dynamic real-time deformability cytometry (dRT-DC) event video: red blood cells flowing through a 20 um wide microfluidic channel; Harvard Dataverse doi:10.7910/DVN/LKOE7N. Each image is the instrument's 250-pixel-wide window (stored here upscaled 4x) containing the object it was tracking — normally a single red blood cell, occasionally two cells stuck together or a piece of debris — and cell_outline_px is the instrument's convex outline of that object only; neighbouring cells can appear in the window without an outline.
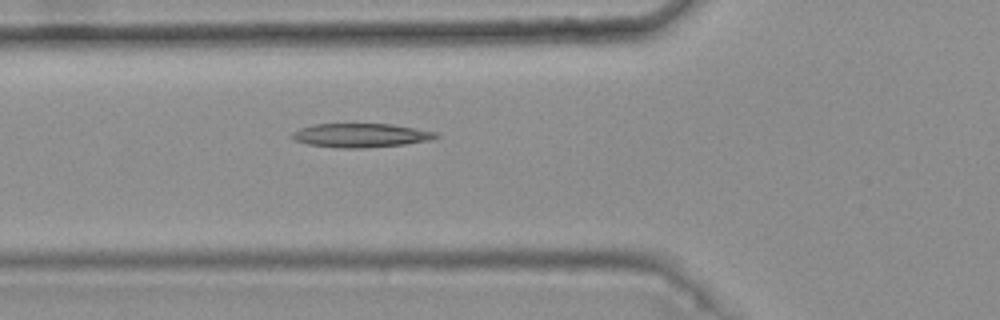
{"species": "common noctule bat (a hibernating species)", "species_latin": "Nyctalus noctula", "temperature_condition": "warm", "stored_images_in_passage": 6, "camera_frame_rate_fps": 3000, "um_per_image_px": 0.085, "animal": {"sex": "female", "body_mass_g": 25.1}, "frame": {"image": 1, "passage_image": 6, "time_ms": 1.667, "image_size_px": [1000, 320], "cell_outline_px": [[440, 136], [432, 140], [404, 144], [364, 148], [344, 148], [308, 144], [292, 140], [292, 132], [300, 128], [312, 124], [392, 124], [436, 132]], "centroid_in_image_um": [30.66, 11.5], "position_along_channel_um": 95.1, "area_um2": 20.0}}